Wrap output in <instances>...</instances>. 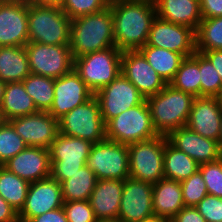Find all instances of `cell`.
Masks as SVG:
<instances>
[{"label": "cell", "instance_id": "1", "mask_svg": "<svg viewBox=\"0 0 222 222\" xmlns=\"http://www.w3.org/2000/svg\"><path fill=\"white\" fill-rule=\"evenodd\" d=\"M115 47L120 51L139 50L146 45L156 7L124 0H110Z\"/></svg>", "mask_w": 222, "mask_h": 222}, {"label": "cell", "instance_id": "2", "mask_svg": "<svg viewBox=\"0 0 222 222\" xmlns=\"http://www.w3.org/2000/svg\"><path fill=\"white\" fill-rule=\"evenodd\" d=\"M69 47L73 59L115 47L111 7L72 19Z\"/></svg>", "mask_w": 222, "mask_h": 222}, {"label": "cell", "instance_id": "3", "mask_svg": "<svg viewBox=\"0 0 222 222\" xmlns=\"http://www.w3.org/2000/svg\"><path fill=\"white\" fill-rule=\"evenodd\" d=\"M194 98L192 94L175 89L170 84L146 98L152 125L158 135L167 136L171 131L187 125Z\"/></svg>", "mask_w": 222, "mask_h": 222}, {"label": "cell", "instance_id": "4", "mask_svg": "<svg viewBox=\"0 0 222 222\" xmlns=\"http://www.w3.org/2000/svg\"><path fill=\"white\" fill-rule=\"evenodd\" d=\"M71 19L60 7L28 4L29 42L69 45Z\"/></svg>", "mask_w": 222, "mask_h": 222}, {"label": "cell", "instance_id": "5", "mask_svg": "<svg viewBox=\"0 0 222 222\" xmlns=\"http://www.w3.org/2000/svg\"><path fill=\"white\" fill-rule=\"evenodd\" d=\"M121 56L122 51L110 47L73 59V69L95 93L121 74Z\"/></svg>", "mask_w": 222, "mask_h": 222}, {"label": "cell", "instance_id": "6", "mask_svg": "<svg viewBox=\"0 0 222 222\" xmlns=\"http://www.w3.org/2000/svg\"><path fill=\"white\" fill-rule=\"evenodd\" d=\"M106 139L121 144L151 140L158 135L152 125L146 99L139 105L125 110L106 124Z\"/></svg>", "mask_w": 222, "mask_h": 222}, {"label": "cell", "instance_id": "7", "mask_svg": "<svg viewBox=\"0 0 222 222\" xmlns=\"http://www.w3.org/2000/svg\"><path fill=\"white\" fill-rule=\"evenodd\" d=\"M59 133L93 144L106 139V126L94 95L59 119Z\"/></svg>", "mask_w": 222, "mask_h": 222}, {"label": "cell", "instance_id": "8", "mask_svg": "<svg viewBox=\"0 0 222 222\" xmlns=\"http://www.w3.org/2000/svg\"><path fill=\"white\" fill-rule=\"evenodd\" d=\"M93 143L59 133L50 150L51 177L59 183L86 165Z\"/></svg>", "mask_w": 222, "mask_h": 222}, {"label": "cell", "instance_id": "9", "mask_svg": "<svg viewBox=\"0 0 222 222\" xmlns=\"http://www.w3.org/2000/svg\"><path fill=\"white\" fill-rule=\"evenodd\" d=\"M86 166L97 180H125L130 177L127 144L105 139L92 145Z\"/></svg>", "mask_w": 222, "mask_h": 222}, {"label": "cell", "instance_id": "10", "mask_svg": "<svg viewBox=\"0 0 222 222\" xmlns=\"http://www.w3.org/2000/svg\"><path fill=\"white\" fill-rule=\"evenodd\" d=\"M165 136L128 145L130 177L156 183L164 177Z\"/></svg>", "mask_w": 222, "mask_h": 222}, {"label": "cell", "instance_id": "11", "mask_svg": "<svg viewBox=\"0 0 222 222\" xmlns=\"http://www.w3.org/2000/svg\"><path fill=\"white\" fill-rule=\"evenodd\" d=\"M25 50L32 74L56 79L73 69V57L69 45L28 42Z\"/></svg>", "mask_w": 222, "mask_h": 222}, {"label": "cell", "instance_id": "12", "mask_svg": "<svg viewBox=\"0 0 222 222\" xmlns=\"http://www.w3.org/2000/svg\"><path fill=\"white\" fill-rule=\"evenodd\" d=\"M104 123L125 110L141 104L146 98L122 74L94 93Z\"/></svg>", "mask_w": 222, "mask_h": 222}, {"label": "cell", "instance_id": "13", "mask_svg": "<svg viewBox=\"0 0 222 222\" xmlns=\"http://www.w3.org/2000/svg\"><path fill=\"white\" fill-rule=\"evenodd\" d=\"M146 45L164 48L189 57L196 52L195 31L156 16L152 21Z\"/></svg>", "mask_w": 222, "mask_h": 222}, {"label": "cell", "instance_id": "14", "mask_svg": "<svg viewBox=\"0 0 222 222\" xmlns=\"http://www.w3.org/2000/svg\"><path fill=\"white\" fill-rule=\"evenodd\" d=\"M121 74L145 97L159 93L167 83L139 50L122 51Z\"/></svg>", "mask_w": 222, "mask_h": 222}, {"label": "cell", "instance_id": "15", "mask_svg": "<svg viewBox=\"0 0 222 222\" xmlns=\"http://www.w3.org/2000/svg\"><path fill=\"white\" fill-rule=\"evenodd\" d=\"M153 184L128 177L124 180L118 220L140 222L154 215Z\"/></svg>", "mask_w": 222, "mask_h": 222}, {"label": "cell", "instance_id": "16", "mask_svg": "<svg viewBox=\"0 0 222 222\" xmlns=\"http://www.w3.org/2000/svg\"><path fill=\"white\" fill-rule=\"evenodd\" d=\"M9 122L27 146L49 149L59 134V120L47 111L17 117Z\"/></svg>", "mask_w": 222, "mask_h": 222}, {"label": "cell", "instance_id": "17", "mask_svg": "<svg viewBox=\"0 0 222 222\" xmlns=\"http://www.w3.org/2000/svg\"><path fill=\"white\" fill-rule=\"evenodd\" d=\"M63 204L61 184L51 176L31 182L24 207L18 213L19 222H27L30 218L61 208Z\"/></svg>", "mask_w": 222, "mask_h": 222}, {"label": "cell", "instance_id": "18", "mask_svg": "<svg viewBox=\"0 0 222 222\" xmlns=\"http://www.w3.org/2000/svg\"><path fill=\"white\" fill-rule=\"evenodd\" d=\"M94 93L72 69L69 73L54 80V101L48 111L55 119L88 101Z\"/></svg>", "mask_w": 222, "mask_h": 222}, {"label": "cell", "instance_id": "19", "mask_svg": "<svg viewBox=\"0 0 222 222\" xmlns=\"http://www.w3.org/2000/svg\"><path fill=\"white\" fill-rule=\"evenodd\" d=\"M28 42V3L0 1V47L25 46Z\"/></svg>", "mask_w": 222, "mask_h": 222}, {"label": "cell", "instance_id": "20", "mask_svg": "<svg viewBox=\"0 0 222 222\" xmlns=\"http://www.w3.org/2000/svg\"><path fill=\"white\" fill-rule=\"evenodd\" d=\"M166 138L172 146L186 153L199 165L221 157L218 141L205 138L187 126L171 131Z\"/></svg>", "mask_w": 222, "mask_h": 222}, {"label": "cell", "instance_id": "21", "mask_svg": "<svg viewBox=\"0 0 222 222\" xmlns=\"http://www.w3.org/2000/svg\"><path fill=\"white\" fill-rule=\"evenodd\" d=\"M3 166L30 183L46 179L51 176L50 150L27 146Z\"/></svg>", "mask_w": 222, "mask_h": 222}, {"label": "cell", "instance_id": "22", "mask_svg": "<svg viewBox=\"0 0 222 222\" xmlns=\"http://www.w3.org/2000/svg\"><path fill=\"white\" fill-rule=\"evenodd\" d=\"M221 118L222 109L216 97H195L186 126L205 138L218 141Z\"/></svg>", "mask_w": 222, "mask_h": 222}, {"label": "cell", "instance_id": "23", "mask_svg": "<svg viewBox=\"0 0 222 222\" xmlns=\"http://www.w3.org/2000/svg\"><path fill=\"white\" fill-rule=\"evenodd\" d=\"M124 180H97L89 203L99 222L118 220Z\"/></svg>", "mask_w": 222, "mask_h": 222}, {"label": "cell", "instance_id": "24", "mask_svg": "<svg viewBox=\"0 0 222 222\" xmlns=\"http://www.w3.org/2000/svg\"><path fill=\"white\" fill-rule=\"evenodd\" d=\"M154 215L171 220L183 207L181 182L163 177L153 184Z\"/></svg>", "mask_w": 222, "mask_h": 222}, {"label": "cell", "instance_id": "25", "mask_svg": "<svg viewBox=\"0 0 222 222\" xmlns=\"http://www.w3.org/2000/svg\"><path fill=\"white\" fill-rule=\"evenodd\" d=\"M156 14L163 20L192 28L195 32L202 20L199 0H160Z\"/></svg>", "mask_w": 222, "mask_h": 222}, {"label": "cell", "instance_id": "26", "mask_svg": "<svg viewBox=\"0 0 222 222\" xmlns=\"http://www.w3.org/2000/svg\"><path fill=\"white\" fill-rule=\"evenodd\" d=\"M36 112L38 110L32 97L27 94L23 82L6 83L0 106V120L10 121Z\"/></svg>", "mask_w": 222, "mask_h": 222}, {"label": "cell", "instance_id": "27", "mask_svg": "<svg viewBox=\"0 0 222 222\" xmlns=\"http://www.w3.org/2000/svg\"><path fill=\"white\" fill-rule=\"evenodd\" d=\"M25 46L0 47V80L6 83L22 82L29 74Z\"/></svg>", "mask_w": 222, "mask_h": 222}, {"label": "cell", "instance_id": "28", "mask_svg": "<svg viewBox=\"0 0 222 222\" xmlns=\"http://www.w3.org/2000/svg\"><path fill=\"white\" fill-rule=\"evenodd\" d=\"M150 66L169 84L185 58L182 54L164 48L144 45L139 49Z\"/></svg>", "mask_w": 222, "mask_h": 222}, {"label": "cell", "instance_id": "29", "mask_svg": "<svg viewBox=\"0 0 222 222\" xmlns=\"http://www.w3.org/2000/svg\"><path fill=\"white\" fill-rule=\"evenodd\" d=\"M163 167L165 178L181 182L193 175L199 169V164L186 153L172 146L165 136Z\"/></svg>", "mask_w": 222, "mask_h": 222}, {"label": "cell", "instance_id": "30", "mask_svg": "<svg viewBox=\"0 0 222 222\" xmlns=\"http://www.w3.org/2000/svg\"><path fill=\"white\" fill-rule=\"evenodd\" d=\"M96 181L94 172L86 165L83 166L70 178L60 183L63 201L89 200Z\"/></svg>", "mask_w": 222, "mask_h": 222}, {"label": "cell", "instance_id": "31", "mask_svg": "<svg viewBox=\"0 0 222 222\" xmlns=\"http://www.w3.org/2000/svg\"><path fill=\"white\" fill-rule=\"evenodd\" d=\"M30 182L20 178L6 167H0V196L18 213L24 207Z\"/></svg>", "mask_w": 222, "mask_h": 222}, {"label": "cell", "instance_id": "32", "mask_svg": "<svg viewBox=\"0 0 222 222\" xmlns=\"http://www.w3.org/2000/svg\"><path fill=\"white\" fill-rule=\"evenodd\" d=\"M199 52L185 57L177 70L174 79L169 83L175 89L200 97Z\"/></svg>", "mask_w": 222, "mask_h": 222}, {"label": "cell", "instance_id": "33", "mask_svg": "<svg viewBox=\"0 0 222 222\" xmlns=\"http://www.w3.org/2000/svg\"><path fill=\"white\" fill-rule=\"evenodd\" d=\"M54 78L30 73L22 82L38 111H49L54 101Z\"/></svg>", "mask_w": 222, "mask_h": 222}, {"label": "cell", "instance_id": "34", "mask_svg": "<svg viewBox=\"0 0 222 222\" xmlns=\"http://www.w3.org/2000/svg\"><path fill=\"white\" fill-rule=\"evenodd\" d=\"M195 36L198 52L222 49V17L202 19Z\"/></svg>", "mask_w": 222, "mask_h": 222}, {"label": "cell", "instance_id": "35", "mask_svg": "<svg viewBox=\"0 0 222 222\" xmlns=\"http://www.w3.org/2000/svg\"><path fill=\"white\" fill-rule=\"evenodd\" d=\"M26 147L27 144L16 133L13 125L9 121L0 120V164L3 166Z\"/></svg>", "mask_w": 222, "mask_h": 222}, {"label": "cell", "instance_id": "36", "mask_svg": "<svg viewBox=\"0 0 222 222\" xmlns=\"http://www.w3.org/2000/svg\"><path fill=\"white\" fill-rule=\"evenodd\" d=\"M200 97H215L221 87L222 80L213 64L199 52Z\"/></svg>", "mask_w": 222, "mask_h": 222}, {"label": "cell", "instance_id": "37", "mask_svg": "<svg viewBox=\"0 0 222 222\" xmlns=\"http://www.w3.org/2000/svg\"><path fill=\"white\" fill-rule=\"evenodd\" d=\"M184 206H196L207 194L202 174L197 170L189 178L181 181Z\"/></svg>", "mask_w": 222, "mask_h": 222}, {"label": "cell", "instance_id": "38", "mask_svg": "<svg viewBox=\"0 0 222 222\" xmlns=\"http://www.w3.org/2000/svg\"><path fill=\"white\" fill-rule=\"evenodd\" d=\"M109 3L110 0H62L60 8L72 20L102 11L109 6Z\"/></svg>", "mask_w": 222, "mask_h": 222}, {"label": "cell", "instance_id": "39", "mask_svg": "<svg viewBox=\"0 0 222 222\" xmlns=\"http://www.w3.org/2000/svg\"><path fill=\"white\" fill-rule=\"evenodd\" d=\"M209 195L222 198V158L199 165Z\"/></svg>", "mask_w": 222, "mask_h": 222}, {"label": "cell", "instance_id": "40", "mask_svg": "<svg viewBox=\"0 0 222 222\" xmlns=\"http://www.w3.org/2000/svg\"><path fill=\"white\" fill-rule=\"evenodd\" d=\"M68 222H99L89 203V200L64 202Z\"/></svg>", "mask_w": 222, "mask_h": 222}, {"label": "cell", "instance_id": "41", "mask_svg": "<svg viewBox=\"0 0 222 222\" xmlns=\"http://www.w3.org/2000/svg\"><path fill=\"white\" fill-rule=\"evenodd\" d=\"M195 207L206 222L222 221V198L207 194Z\"/></svg>", "mask_w": 222, "mask_h": 222}, {"label": "cell", "instance_id": "42", "mask_svg": "<svg viewBox=\"0 0 222 222\" xmlns=\"http://www.w3.org/2000/svg\"><path fill=\"white\" fill-rule=\"evenodd\" d=\"M170 222H206V220L196 207L184 206Z\"/></svg>", "mask_w": 222, "mask_h": 222}, {"label": "cell", "instance_id": "43", "mask_svg": "<svg viewBox=\"0 0 222 222\" xmlns=\"http://www.w3.org/2000/svg\"><path fill=\"white\" fill-rule=\"evenodd\" d=\"M202 19L222 17V0H199Z\"/></svg>", "mask_w": 222, "mask_h": 222}, {"label": "cell", "instance_id": "44", "mask_svg": "<svg viewBox=\"0 0 222 222\" xmlns=\"http://www.w3.org/2000/svg\"><path fill=\"white\" fill-rule=\"evenodd\" d=\"M27 222H68L63 207L30 218Z\"/></svg>", "mask_w": 222, "mask_h": 222}, {"label": "cell", "instance_id": "45", "mask_svg": "<svg viewBox=\"0 0 222 222\" xmlns=\"http://www.w3.org/2000/svg\"><path fill=\"white\" fill-rule=\"evenodd\" d=\"M0 222H19L18 212L0 196Z\"/></svg>", "mask_w": 222, "mask_h": 222}, {"label": "cell", "instance_id": "46", "mask_svg": "<svg viewBox=\"0 0 222 222\" xmlns=\"http://www.w3.org/2000/svg\"><path fill=\"white\" fill-rule=\"evenodd\" d=\"M200 53H202L213 64L222 80V49L209 50Z\"/></svg>", "mask_w": 222, "mask_h": 222}, {"label": "cell", "instance_id": "47", "mask_svg": "<svg viewBox=\"0 0 222 222\" xmlns=\"http://www.w3.org/2000/svg\"><path fill=\"white\" fill-rule=\"evenodd\" d=\"M27 3L36 6L60 7L62 0H27Z\"/></svg>", "mask_w": 222, "mask_h": 222}, {"label": "cell", "instance_id": "48", "mask_svg": "<svg viewBox=\"0 0 222 222\" xmlns=\"http://www.w3.org/2000/svg\"><path fill=\"white\" fill-rule=\"evenodd\" d=\"M140 222H170V220L167 218H164V217H159V216L153 215L151 217L143 219Z\"/></svg>", "mask_w": 222, "mask_h": 222}, {"label": "cell", "instance_id": "49", "mask_svg": "<svg viewBox=\"0 0 222 222\" xmlns=\"http://www.w3.org/2000/svg\"><path fill=\"white\" fill-rule=\"evenodd\" d=\"M124 1H128V2H136V3H145V4H149L152 6H155L159 3L160 0H124Z\"/></svg>", "mask_w": 222, "mask_h": 222}, {"label": "cell", "instance_id": "50", "mask_svg": "<svg viewBox=\"0 0 222 222\" xmlns=\"http://www.w3.org/2000/svg\"><path fill=\"white\" fill-rule=\"evenodd\" d=\"M5 86H6V84L0 80V106H1L2 100H3Z\"/></svg>", "mask_w": 222, "mask_h": 222}, {"label": "cell", "instance_id": "51", "mask_svg": "<svg viewBox=\"0 0 222 222\" xmlns=\"http://www.w3.org/2000/svg\"><path fill=\"white\" fill-rule=\"evenodd\" d=\"M215 97L217 99V102H218L220 108L222 109V87H221L219 93Z\"/></svg>", "mask_w": 222, "mask_h": 222}, {"label": "cell", "instance_id": "52", "mask_svg": "<svg viewBox=\"0 0 222 222\" xmlns=\"http://www.w3.org/2000/svg\"><path fill=\"white\" fill-rule=\"evenodd\" d=\"M218 144H219L220 149H222V118H221L220 137L218 139Z\"/></svg>", "mask_w": 222, "mask_h": 222}, {"label": "cell", "instance_id": "53", "mask_svg": "<svg viewBox=\"0 0 222 222\" xmlns=\"http://www.w3.org/2000/svg\"><path fill=\"white\" fill-rule=\"evenodd\" d=\"M0 1H23V2H27V0H0Z\"/></svg>", "mask_w": 222, "mask_h": 222}, {"label": "cell", "instance_id": "54", "mask_svg": "<svg viewBox=\"0 0 222 222\" xmlns=\"http://www.w3.org/2000/svg\"><path fill=\"white\" fill-rule=\"evenodd\" d=\"M102 222H121L119 220H111V221H102Z\"/></svg>", "mask_w": 222, "mask_h": 222}]
</instances>
